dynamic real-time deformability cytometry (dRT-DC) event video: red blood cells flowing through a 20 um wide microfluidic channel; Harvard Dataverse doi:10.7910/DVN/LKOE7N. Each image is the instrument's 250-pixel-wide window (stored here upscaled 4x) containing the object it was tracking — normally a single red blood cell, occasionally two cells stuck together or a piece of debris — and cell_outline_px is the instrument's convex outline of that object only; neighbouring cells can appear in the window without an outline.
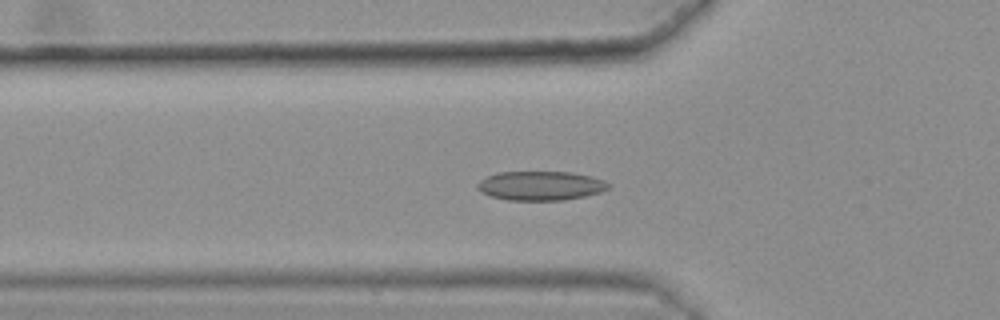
{"species": "common noctule bat (a hibernating species)", "species_latin": "Nyctalus noctula", "temperature_condition": "warm", "stored_images_in_passage": 40, "camera_frame_rate_fps": 3000, "um_per_image_px": 0.085, "animal": {"sex": "female", "body_mass_g": 25.1}, "frame": {"image": 1, "passage_image": 12, "time_ms": 3.667, "image_size_px": [1000, 320], "cell_outline_px": [[612, 188], [600, 192], [584, 196], [564, 200], [508, 200], [492, 196], [480, 192], [476, 188], [476, 184], [480, 180], [496, 172], [572, 172], [592, 176], [604, 180], [612, 184]], "centroid_in_image_um": [45.98, 15.78], "position_along_channel_um": 79.8, "area_um2": 22.48}}
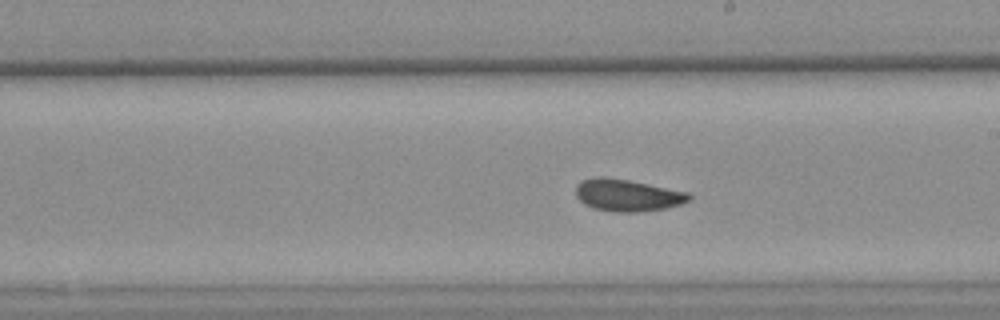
{"frame": {"image": 2, "passage_image": 25, "time_ms": 8.0, "image_size_px": [1000, 320], "cell_outline_px": [[692, 196], [688, 200], [680, 204], [664, 208], [640, 212], [612, 212], [592, 208], [584, 204], [576, 196], [576, 184], [580, 180], [596, 176], [604, 176], [628, 180], [688, 192]], "centroid_in_image_um": [53.27, 16.59], "position_along_channel_um": 235.7, "area_um2": 21.21}}
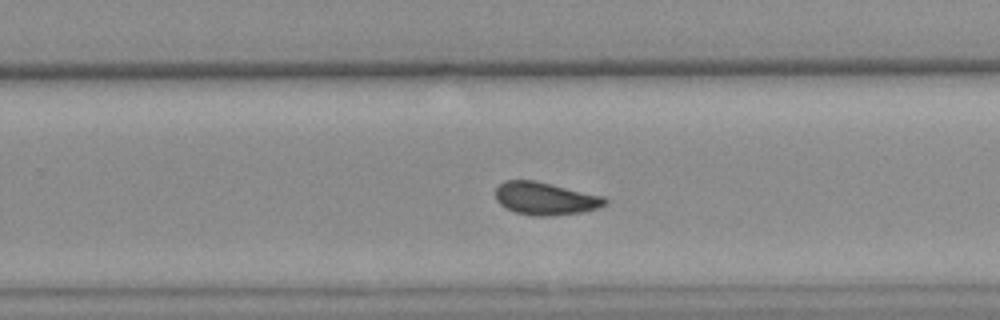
{"frame": {"image": 3, "passage_image": 29, "time_ms": 9.333, "image_size_px": [1000, 320], "cell_outline_px": [[608, 204], [600, 208], [584, 212], [548, 216], [532, 216], [516, 212], [500, 204], [496, 200], [496, 188], [504, 180], [532, 180], [604, 196], [608, 200]], "centroid_in_image_um": [46.39, 16.89], "position_along_channel_um": 283.4, "area_um2": 20.87}, "authors_computed_cell_mechanics": {"area_um2": 20.808, "velocity_mm_per_s": 3.5876, "shape_relaxation_time_tau1_ms": 10.8786, "shape_relaxation_time_tau2_ms": 2.0811, "deformation_change_tau1": 0.1737, "deformation_change_tau2": 0.0714}}